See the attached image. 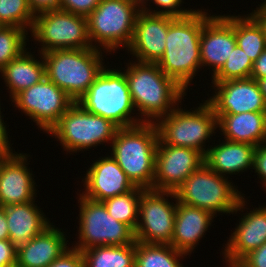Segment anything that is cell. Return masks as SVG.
Returning <instances> with one entry per match:
<instances>
[{
    "instance_id": "47",
    "label": "cell",
    "mask_w": 266,
    "mask_h": 267,
    "mask_svg": "<svg viewBox=\"0 0 266 267\" xmlns=\"http://www.w3.org/2000/svg\"><path fill=\"white\" fill-rule=\"evenodd\" d=\"M6 154V152L0 147V159Z\"/></svg>"
},
{
    "instance_id": "35",
    "label": "cell",
    "mask_w": 266,
    "mask_h": 267,
    "mask_svg": "<svg viewBox=\"0 0 266 267\" xmlns=\"http://www.w3.org/2000/svg\"><path fill=\"white\" fill-rule=\"evenodd\" d=\"M101 0H60V9L87 17Z\"/></svg>"
},
{
    "instance_id": "12",
    "label": "cell",
    "mask_w": 266,
    "mask_h": 267,
    "mask_svg": "<svg viewBox=\"0 0 266 267\" xmlns=\"http://www.w3.org/2000/svg\"><path fill=\"white\" fill-rule=\"evenodd\" d=\"M11 101L16 110L28 116L38 130L48 134L60 117L75 102L65 91L46 77L17 94ZM16 106V107H15Z\"/></svg>"
},
{
    "instance_id": "8",
    "label": "cell",
    "mask_w": 266,
    "mask_h": 267,
    "mask_svg": "<svg viewBox=\"0 0 266 267\" xmlns=\"http://www.w3.org/2000/svg\"><path fill=\"white\" fill-rule=\"evenodd\" d=\"M114 122L96 114L89 113L74 102L60 117L58 123L49 131L48 136L55 138L66 154L74 155L112 143L119 130Z\"/></svg>"
},
{
    "instance_id": "40",
    "label": "cell",
    "mask_w": 266,
    "mask_h": 267,
    "mask_svg": "<svg viewBox=\"0 0 266 267\" xmlns=\"http://www.w3.org/2000/svg\"><path fill=\"white\" fill-rule=\"evenodd\" d=\"M34 16L60 9V0H27Z\"/></svg>"
},
{
    "instance_id": "41",
    "label": "cell",
    "mask_w": 266,
    "mask_h": 267,
    "mask_svg": "<svg viewBox=\"0 0 266 267\" xmlns=\"http://www.w3.org/2000/svg\"><path fill=\"white\" fill-rule=\"evenodd\" d=\"M1 94V93H0ZM1 97V96H0ZM1 100H0V147L6 152V153H10V152H14L13 151V147H11L13 145V143L11 144V139L8 133L10 132L9 129H7L9 126L6 125V123L4 122V117L1 112L2 108H1ZM9 135V137H8Z\"/></svg>"
},
{
    "instance_id": "16",
    "label": "cell",
    "mask_w": 266,
    "mask_h": 267,
    "mask_svg": "<svg viewBox=\"0 0 266 267\" xmlns=\"http://www.w3.org/2000/svg\"><path fill=\"white\" fill-rule=\"evenodd\" d=\"M212 84V85H211ZM212 94L207 102L218 117L220 114L266 112V102L257 81L252 78L211 82Z\"/></svg>"
},
{
    "instance_id": "23",
    "label": "cell",
    "mask_w": 266,
    "mask_h": 267,
    "mask_svg": "<svg viewBox=\"0 0 266 267\" xmlns=\"http://www.w3.org/2000/svg\"><path fill=\"white\" fill-rule=\"evenodd\" d=\"M217 142H212L204 155V163L210 169L227 178L253 169L256 146L225 139Z\"/></svg>"
},
{
    "instance_id": "14",
    "label": "cell",
    "mask_w": 266,
    "mask_h": 267,
    "mask_svg": "<svg viewBox=\"0 0 266 267\" xmlns=\"http://www.w3.org/2000/svg\"><path fill=\"white\" fill-rule=\"evenodd\" d=\"M248 201L244 196L233 212L234 216L240 211L242 213H239L241 218L235 224L233 233L227 237V242L223 243L225 245H222L224 250L220 254L225 264L237 265L246 255L266 242V204L259 205L258 208L251 205L252 209L247 208Z\"/></svg>"
},
{
    "instance_id": "39",
    "label": "cell",
    "mask_w": 266,
    "mask_h": 267,
    "mask_svg": "<svg viewBox=\"0 0 266 267\" xmlns=\"http://www.w3.org/2000/svg\"><path fill=\"white\" fill-rule=\"evenodd\" d=\"M16 253L9 239L0 240V267L16 266Z\"/></svg>"
},
{
    "instance_id": "6",
    "label": "cell",
    "mask_w": 266,
    "mask_h": 267,
    "mask_svg": "<svg viewBox=\"0 0 266 267\" xmlns=\"http://www.w3.org/2000/svg\"><path fill=\"white\" fill-rule=\"evenodd\" d=\"M202 102L189 110L182 107L181 102L180 106L160 118L155 123L159 140L166 145L193 148L205 155L210 147L207 143L217 141L212 137L219 131L218 118L213 108L206 101V97Z\"/></svg>"
},
{
    "instance_id": "46",
    "label": "cell",
    "mask_w": 266,
    "mask_h": 267,
    "mask_svg": "<svg viewBox=\"0 0 266 267\" xmlns=\"http://www.w3.org/2000/svg\"><path fill=\"white\" fill-rule=\"evenodd\" d=\"M130 1L137 4L140 8L147 2V0H130Z\"/></svg>"
},
{
    "instance_id": "11",
    "label": "cell",
    "mask_w": 266,
    "mask_h": 267,
    "mask_svg": "<svg viewBox=\"0 0 266 267\" xmlns=\"http://www.w3.org/2000/svg\"><path fill=\"white\" fill-rule=\"evenodd\" d=\"M37 52L63 49H89L92 43L88 34L87 17L62 9L35 16L29 32ZM39 44H38V43Z\"/></svg>"
},
{
    "instance_id": "42",
    "label": "cell",
    "mask_w": 266,
    "mask_h": 267,
    "mask_svg": "<svg viewBox=\"0 0 266 267\" xmlns=\"http://www.w3.org/2000/svg\"><path fill=\"white\" fill-rule=\"evenodd\" d=\"M266 77V49L261 55L253 62V70L250 78L254 80Z\"/></svg>"
},
{
    "instance_id": "32",
    "label": "cell",
    "mask_w": 266,
    "mask_h": 267,
    "mask_svg": "<svg viewBox=\"0 0 266 267\" xmlns=\"http://www.w3.org/2000/svg\"><path fill=\"white\" fill-rule=\"evenodd\" d=\"M34 18L27 0H0V26L20 27L30 32Z\"/></svg>"
},
{
    "instance_id": "22",
    "label": "cell",
    "mask_w": 266,
    "mask_h": 267,
    "mask_svg": "<svg viewBox=\"0 0 266 267\" xmlns=\"http://www.w3.org/2000/svg\"><path fill=\"white\" fill-rule=\"evenodd\" d=\"M53 224L17 250L16 267H48L70 248L68 232Z\"/></svg>"
},
{
    "instance_id": "5",
    "label": "cell",
    "mask_w": 266,
    "mask_h": 267,
    "mask_svg": "<svg viewBox=\"0 0 266 267\" xmlns=\"http://www.w3.org/2000/svg\"><path fill=\"white\" fill-rule=\"evenodd\" d=\"M111 67L106 65L76 102L89 113L109 119L120 128L143 123L136 113L124 72Z\"/></svg>"
},
{
    "instance_id": "25",
    "label": "cell",
    "mask_w": 266,
    "mask_h": 267,
    "mask_svg": "<svg viewBox=\"0 0 266 267\" xmlns=\"http://www.w3.org/2000/svg\"><path fill=\"white\" fill-rule=\"evenodd\" d=\"M29 49L28 47L18 58L11 60L0 70L1 80H4L3 84L6 85L3 87H6L9 93V100L46 77L42 53L37 52L35 55V51H31L32 47Z\"/></svg>"
},
{
    "instance_id": "15",
    "label": "cell",
    "mask_w": 266,
    "mask_h": 267,
    "mask_svg": "<svg viewBox=\"0 0 266 267\" xmlns=\"http://www.w3.org/2000/svg\"><path fill=\"white\" fill-rule=\"evenodd\" d=\"M204 164V155L189 147L171 146L158 140L153 189L175 192Z\"/></svg>"
},
{
    "instance_id": "19",
    "label": "cell",
    "mask_w": 266,
    "mask_h": 267,
    "mask_svg": "<svg viewBox=\"0 0 266 267\" xmlns=\"http://www.w3.org/2000/svg\"><path fill=\"white\" fill-rule=\"evenodd\" d=\"M102 156L92 160L93 163L89 165L81 181L84 189L78 191L89 199L103 202L127 193L136 186L109 152Z\"/></svg>"
},
{
    "instance_id": "17",
    "label": "cell",
    "mask_w": 266,
    "mask_h": 267,
    "mask_svg": "<svg viewBox=\"0 0 266 267\" xmlns=\"http://www.w3.org/2000/svg\"><path fill=\"white\" fill-rule=\"evenodd\" d=\"M31 157L14 150L0 159V207L36 200L39 190L29 166Z\"/></svg>"
},
{
    "instance_id": "36",
    "label": "cell",
    "mask_w": 266,
    "mask_h": 267,
    "mask_svg": "<svg viewBox=\"0 0 266 267\" xmlns=\"http://www.w3.org/2000/svg\"><path fill=\"white\" fill-rule=\"evenodd\" d=\"M253 170L250 171L257 175V178H259L258 181L260 180L257 183H260V186L263 187V190L265 189L264 191L266 193V142L256 147Z\"/></svg>"
},
{
    "instance_id": "3",
    "label": "cell",
    "mask_w": 266,
    "mask_h": 267,
    "mask_svg": "<svg viewBox=\"0 0 266 267\" xmlns=\"http://www.w3.org/2000/svg\"><path fill=\"white\" fill-rule=\"evenodd\" d=\"M158 140L156 124L144 122L119 128L112 140L109 154L137 187L153 189Z\"/></svg>"
},
{
    "instance_id": "33",
    "label": "cell",
    "mask_w": 266,
    "mask_h": 267,
    "mask_svg": "<svg viewBox=\"0 0 266 267\" xmlns=\"http://www.w3.org/2000/svg\"><path fill=\"white\" fill-rule=\"evenodd\" d=\"M252 70L253 61L244 50L236 46L222 68L211 78V82L250 78Z\"/></svg>"
},
{
    "instance_id": "44",
    "label": "cell",
    "mask_w": 266,
    "mask_h": 267,
    "mask_svg": "<svg viewBox=\"0 0 266 267\" xmlns=\"http://www.w3.org/2000/svg\"><path fill=\"white\" fill-rule=\"evenodd\" d=\"M9 239V232L7 227V220L5 217V210L0 207V240Z\"/></svg>"
},
{
    "instance_id": "10",
    "label": "cell",
    "mask_w": 266,
    "mask_h": 267,
    "mask_svg": "<svg viewBox=\"0 0 266 267\" xmlns=\"http://www.w3.org/2000/svg\"><path fill=\"white\" fill-rule=\"evenodd\" d=\"M79 193V194H78ZM79 224L71 243L76 250H87L95 246L127 245L134 243L135 232L126 224L113 218L102 201L89 199L78 192ZM75 244V245H74Z\"/></svg>"
},
{
    "instance_id": "38",
    "label": "cell",
    "mask_w": 266,
    "mask_h": 267,
    "mask_svg": "<svg viewBox=\"0 0 266 267\" xmlns=\"http://www.w3.org/2000/svg\"><path fill=\"white\" fill-rule=\"evenodd\" d=\"M239 267H266V242L246 255L238 264Z\"/></svg>"
},
{
    "instance_id": "28",
    "label": "cell",
    "mask_w": 266,
    "mask_h": 267,
    "mask_svg": "<svg viewBox=\"0 0 266 267\" xmlns=\"http://www.w3.org/2000/svg\"><path fill=\"white\" fill-rule=\"evenodd\" d=\"M135 267H186V254L168 244H149L135 241ZM182 260V261H181Z\"/></svg>"
},
{
    "instance_id": "20",
    "label": "cell",
    "mask_w": 266,
    "mask_h": 267,
    "mask_svg": "<svg viewBox=\"0 0 266 267\" xmlns=\"http://www.w3.org/2000/svg\"><path fill=\"white\" fill-rule=\"evenodd\" d=\"M173 16L140 11L127 53L135 61L157 63L164 55L168 26ZM130 52V53H129Z\"/></svg>"
},
{
    "instance_id": "31",
    "label": "cell",
    "mask_w": 266,
    "mask_h": 267,
    "mask_svg": "<svg viewBox=\"0 0 266 267\" xmlns=\"http://www.w3.org/2000/svg\"><path fill=\"white\" fill-rule=\"evenodd\" d=\"M28 37L29 32L23 28L0 26V70L28 49Z\"/></svg>"
},
{
    "instance_id": "18",
    "label": "cell",
    "mask_w": 266,
    "mask_h": 267,
    "mask_svg": "<svg viewBox=\"0 0 266 267\" xmlns=\"http://www.w3.org/2000/svg\"><path fill=\"white\" fill-rule=\"evenodd\" d=\"M228 14H212L203 24L200 34L201 66L209 69L210 78L222 68L237 46L235 14Z\"/></svg>"
},
{
    "instance_id": "7",
    "label": "cell",
    "mask_w": 266,
    "mask_h": 267,
    "mask_svg": "<svg viewBox=\"0 0 266 267\" xmlns=\"http://www.w3.org/2000/svg\"><path fill=\"white\" fill-rule=\"evenodd\" d=\"M229 179L231 178L219 175L204 163L175 191L177 201L206 210L215 217L233 215L239 201L246 194L239 191L237 184Z\"/></svg>"
},
{
    "instance_id": "24",
    "label": "cell",
    "mask_w": 266,
    "mask_h": 267,
    "mask_svg": "<svg viewBox=\"0 0 266 267\" xmlns=\"http://www.w3.org/2000/svg\"><path fill=\"white\" fill-rule=\"evenodd\" d=\"M38 201L13 204L3 207L7 220L9 240L18 250L25 246L35 236L41 234L52 222L42 208L37 205Z\"/></svg>"
},
{
    "instance_id": "27",
    "label": "cell",
    "mask_w": 266,
    "mask_h": 267,
    "mask_svg": "<svg viewBox=\"0 0 266 267\" xmlns=\"http://www.w3.org/2000/svg\"><path fill=\"white\" fill-rule=\"evenodd\" d=\"M81 252L84 267H135V242L127 245L95 246Z\"/></svg>"
},
{
    "instance_id": "43",
    "label": "cell",
    "mask_w": 266,
    "mask_h": 267,
    "mask_svg": "<svg viewBox=\"0 0 266 267\" xmlns=\"http://www.w3.org/2000/svg\"><path fill=\"white\" fill-rule=\"evenodd\" d=\"M250 14L261 25L266 39V0H264L263 3L261 2L260 4H258V7L256 6V8L252 10Z\"/></svg>"
},
{
    "instance_id": "34",
    "label": "cell",
    "mask_w": 266,
    "mask_h": 267,
    "mask_svg": "<svg viewBox=\"0 0 266 267\" xmlns=\"http://www.w3.org/2000/svg\"><path fill=\"white\" fill-rule=\"evenodd\" d=\"M184 1L185 0H147L141 7V10L151 14L169 15L173 17H184L197 10L196 8L192 9L189 7L188 9L185 7L182 8ZM151 3L156 7L154 8L153 5H150Z\"/></svg>"
},
{
    "instance_id": "48",
    "label": "cell",
    "mask_w": 266,
    "mask_h": 267,
    "mask_svg": "<svg viewBox=\"0 0 266 267\" xmlns=\"http://www.w3.org/2000/svg\"><path fill=\"white\" fill-rule=\"evenodd\" d=\"M226 267H239L237 265L226 264Z\"/></svg>"
},
{
    "instance_id": "30",
    "label": "cell",
    "mask_w": 266,
    "mask_h": 267,
    "mask_svg": "<svg viewBox=\"0 0 266 267\" xmlns=\"http://www.w3.org/2000/svg\"><path fill=\"white\" fill-rule=\"evenodd\" d=\"M144 188L135 187L127 193L103 201L107 212L119 222L128 225L134 232L139 220V203Z\"/></svg>"
},
{
    "instance_id": "37",
    "label": "cell",
    "mask_w": 266,
    "mask_h": 267,
    "mask_svg": "<svg viewBox=\"0 0 266 267\" xmlns=\"http://www.w3.org/2000/svg\"><path fill=\"white\" fill-rule=\"evenodd\" d=\"M48 267H84L82 252L70 247Z\"/></svg>"
},
{
    "instance_id": "45",
    "label": "cell",
    "mask_w": 266,
    "mask_h": 267,
    "mask_svg": "<svg viewBox=\"0 0 266 267\" xmlns=\"http://www.w3.org/2000/svg\"><path fill=\"white\" fill-rule=\"evenodd\" d=\"M256 81H257L259 89H260V91L262 93V96L264 97L265 102H266V77L262 78V79H258Z\"/></svg>"
},
{
    "instance_id": "21",
    "label": "cell",
    "mask_w": 266,
    "mask_h": 267,
    "mask_svg": "<svg viewBox=\"0 0 266 267\" xmlns=\"http://www.w3.org/2000/svg\"><path fill=\"white\" fill-rule=\"evenodd\" d=\"M214 218L215 216L206 210L177 201L174 232L170 245L191 257L200 240L204 239L206 232L213 226Z\"/></svg>"
},
{
    "instance_id": "26",
    "label": "cell",
    "mask_w": 266,
    "mask_h": 267,
    "mask_svg": "<svg viewBox=\"0 0 266 267\" xmlns=\"http://www.w3.org/2000/svg\"><path fill=\"white\" fill-rule=\"evenodd\" d=\"M219 135L225 140L259 146L266 142V112L220 114Z\"/></svg>"
},
{
    "instance_id": "1",
    "label": "cell",
    "mask_w": 266,
    "mask_h": 267,
    "mask_svg": "<svg viewBox=\"0 0 266 267\" xmlns=\"http://www.w3.org/2000/svg\"><path fill=\"white\" fill-rule=\"evenodd\" d=\"M128 61L126 69L118 68L127 78L136 113L142 122L156 123L185 101L187 92L168 77L157 63L138 62L130 60V57Z\"/></svg>"
},
{
    "instance_id": "29",
    "label": "cell",
    "mask_w": 266,
    "mask_h": 267,
    "mask_svg": "<svg viewBox=\"0 0 266 267\" xmlns=\"http://www.w3.org/2000/svg\"><path fill=\"white\" fill-rule=\"evenodd\" d=\"M235 36L237 46L244 50L253 62L266 49L264 31L250 13L244 15L235 13Z\"/></svg>"
},
{
    "instance_id": "2",
    "label": "cell",
    "mask_w": 266,
    "mask_h": 267,
    "mask_svg": "<svg viewBox=\"0 0 266 267\" xmlns=\"http://www.w3.org/2000/svg\"><path fill=\"white\" fill-rule=\"evenodd\" d=\"M200 9L171 20L164 55L157 62L160 69L187 93L194 77L202 71L200 34L203 24L211 17L208 9Z\"/></svg>"
},
{
    "instance_id": "4",
    "label": "cell",
    "mask_w": 266,
    "mask_h": 267,
    "mask_svg": "<svg viewBox=\"0 0 266 267\" xmlns=\"http://www.w3.org/2000/svg\"><path fill=\"white\" fill-rule=\"evenodd\" d=\"M107 54L95 47L47 51L42 53L46 78L76 102L106 66L104 57Z\"/></svg>"
},
{
    "instance_id": "9",
    "label": "cell",
    "mask_w": 266,
    "mask_h": 267,
    "mask_svg": "<svg viewBox=\"0 0 266 267\" xmlns=\"http://www.w3.org/2000/svg\"><path fill=\"white\" fill-rule=\"evenodd\" d=\"M141 8L130 0H101L87 16L92 46L108 52L123 51L130 45Z\"/></svg>"
},
{
    "instance_id": "13",
    "label": "cell",
    "mask_w": 266,
    "mask_h": 267,
    "mask_svg": "<svg viewBox=\"0 0 266 267\" xmlns=\"http://www.w3.org/2000/svg\"><path fill=\"white\" fill-rule=\"evenodd\" d=\"M176 207L175 192L144 189L140 197L135 240L149 244L170 245L174 232Z\"/></svg>"
}]
</instances>
